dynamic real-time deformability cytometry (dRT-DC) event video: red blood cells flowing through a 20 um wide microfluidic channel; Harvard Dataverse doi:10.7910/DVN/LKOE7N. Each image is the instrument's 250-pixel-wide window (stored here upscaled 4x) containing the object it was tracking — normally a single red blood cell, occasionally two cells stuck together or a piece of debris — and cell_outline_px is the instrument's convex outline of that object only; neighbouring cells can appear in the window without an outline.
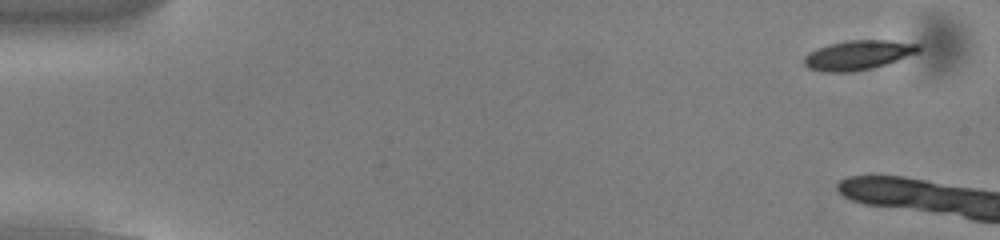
{"species": "common noctule bat (a hibernating species)", "species_latin": "Nyctalus noctula", "temperature_condition": "cold", "stored_images_in_passage": 5, "camera_frame_rate_fps": 3000, "um_per_image_px": 0.085, "animal": {"sex": "male", "body_mass_g": 13.0, "forearm_length_mm": 53.1}, "frame": {"image": 1, "passage_image": 1, "time_ms": 0.0, "image_size_px": [1000, 240], "cell_outline_px": [[920, 48], [916, 52], [896, 60], [872, 68], [852, 72], [820, 72], [808, 68], [804, 64], [804, 56], [808, 52], [816, 48], [828, 44], [844, 40], [888, 40], [920, 44]], "centroid_in_image_um": [72.85, 4.68], "position_along_channel_um": 12.2, "area_um2": 19.65}}